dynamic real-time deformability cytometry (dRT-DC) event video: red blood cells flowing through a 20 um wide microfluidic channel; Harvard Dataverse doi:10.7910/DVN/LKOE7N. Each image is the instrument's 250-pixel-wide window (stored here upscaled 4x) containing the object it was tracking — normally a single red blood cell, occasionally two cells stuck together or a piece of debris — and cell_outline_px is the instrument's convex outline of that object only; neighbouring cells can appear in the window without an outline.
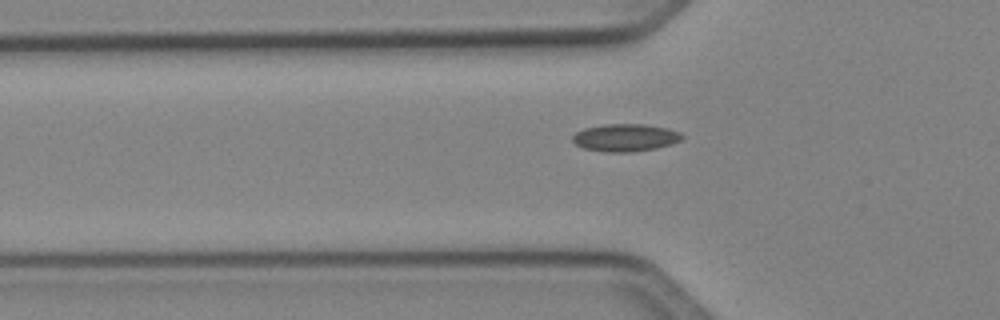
{"species": "Egyptian fruit bat (a non-hibernating species)", "species_latin": "Rousettus aegyptiacus", "temperature_condition": "cold", "stored_images_in_passage": 36, "camera_frame_rate_fps": 3000, "um_per_image_px": 0.085, "animal": {"sex": "female"}, "frame": {"image": 1, "passage_image": 8, "time_ms": 2.333, "image_size_px": [1000, 320], "cell_outline_px": [[684, 136], [680, 140], [672, 144], [656, 148], [632, 152], [604, 152], [584, 148], [576, 144], [572, 140], [572, 136], [576, 132], [584, 128], [604, 124], [644, 124], [668, 128], [680, 132]], "centroid_in_image_um": [53.15, 11.69], "position_along_channel_um": 72.6, "area_um2": 17.63}}
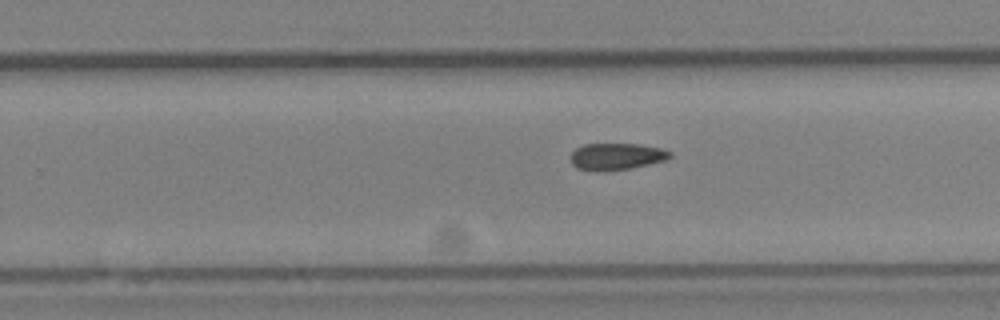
{"frame": {"image": 2, "passage_image": 23, "time_ms": 7.333, "image_size_px": [1000, 320], "cell_outline_px": [[672, 156], [664, 160], [632, 168], [576, 168], [572, 164], [572, 152], [576, 148], [584, 144], [640, 144], [664, 148], [672, 152]], "centroid_in_image_um": [52.48, 13.24], "position_along_channel_um": 277.3, "area_um2": 14.8}}
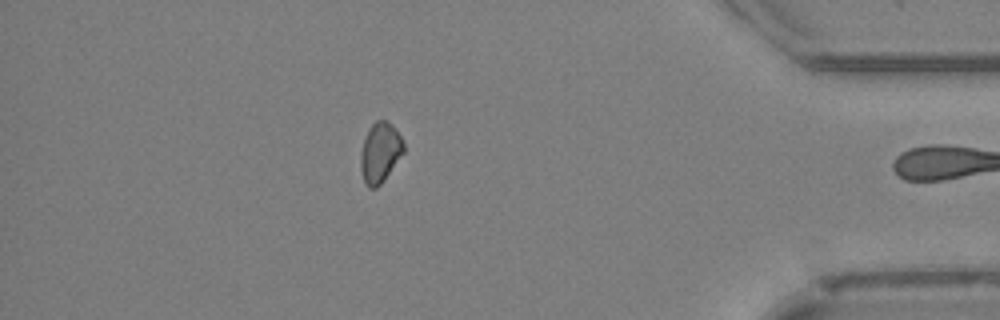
{"frame": {"image": 3, "passage_image": 35, "time_ms": 11.333, "image_size_px": [1000, 320], "cell_outline_px": [[404, 152], [384, 180], [376, 188], [368, 188], [364, 184], [360, 164], [360, 156], [364, 140], [368, 128], [376, 120], [384, 120], [392, 124], [400, 136], [404, 144]], "centroid_in_image_um": [32.29, 12.98], "position_along_channel_um": 402.9, "area_um2": 15.03}, "authors_computed_cell_mechanics": {"area_um2": 15.9239, "velocity_mm_per_s": 4.0949, "shape_relaxation_time_tau1_ms": null, "shape_relaxation_time_tau2_ms": 4.867, "deformation_change_tau1": null, "deformation_change_tau2": 0.0948}}